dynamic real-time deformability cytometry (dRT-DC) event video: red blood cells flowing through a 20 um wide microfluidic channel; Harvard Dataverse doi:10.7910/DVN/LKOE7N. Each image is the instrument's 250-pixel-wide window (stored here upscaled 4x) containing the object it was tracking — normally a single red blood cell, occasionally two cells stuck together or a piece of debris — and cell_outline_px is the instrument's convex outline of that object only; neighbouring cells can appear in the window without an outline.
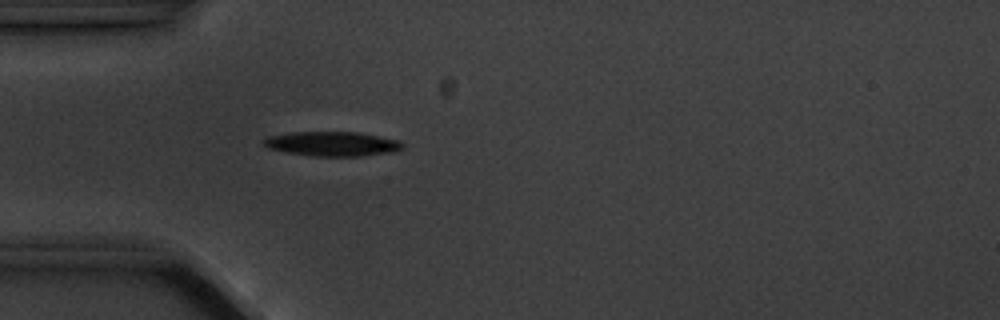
{"species": "common noctule bat (a hibernating species)", "species_latin": "Nyctalus noctula", "temperature_condition": "cold", "stored_images_in_passage": 5, "camera_frame_rate_fps": 3000, "um_per_image_px": 0.085, "animal": {"sex": "male", "body_mass_g": 20.1, "forearm_length_mm": 53.5}, "frame": {"image": 1, "passage_image": 5, "time_ms": 4.333, "image_size_px": [1000, 320], "cell_outline_px": [[404, 148], [392, 152], [360, 156], [312, 156], [288, 152], [268, 148], [260, 140], [268, 136], [288, 132], [356, 132], [400, 140], [404, 144]], "centroid_in_image_um": [28.23, 12.22], "position_along_channel_um": 56.8, "area_um2": 19.88}}